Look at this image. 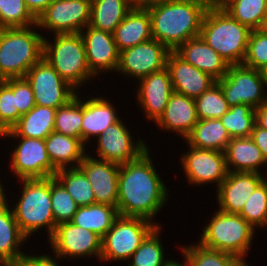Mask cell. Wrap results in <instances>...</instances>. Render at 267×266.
<instances>
[{
    "label": "cell",
    "instance_id": "obj_1",
    "mask_svg": "<svg viewBox=\"0 0 267 266\" xmlns=\"http://www.w3.org/2000/svg\"><path fill=\"white\" fill-rule=\"evenodd\" d=\"M151 156L148 149L137 160L120 165L116 207L121 216L142 217L156 223L153 220L167 204L170 192Z\"/></svg>",
    "mask_w": 267,
    "mask_h": 266
},
{
    "label": "cell",
    "instance_id": "obj_2",
    "mask_svg": "<svg viewBox=\"0 0 267 266\" xmlns=\"http://www.w3.org/2000/svg\"><path fill=\"white\" fill-rule=\"evenodd\" d=\"M143 5L149 11L152 38L171 51L199 36L209 8L203 3L172 0H151Z\"/></svg>",
    "mask_w": 267,
    "mask_h": 266
},
{
    "label": "cell",
    "instance_id": "obj_3",
    "mask_svg": "<svg viewBox=\"0 0 267 266\" xmlns=\"http://www.w3.org/2000/svg\"><path fill=\"white\" fill-rule=\"evenodd\" d=\"M251 31L216 4L207 9L199 36L229 65H237L245 59Z\"/></svg>",
    "mask_w": 267,
    "mask_h": 266
},
{
    "label": "cell",
    "instance_id": "obj_4",
    "mask_svg": "<svg viewBox=\"0 0 267 266\" xmlns=\"http://www.w3.org/2000/svg\"><path fill=\"white\" fill-rule=\"evenodd\" d=\"M37 25L0 29V80L24 78L43 57L42 33Z\"/></svg>",
    "mask_w": 267,
    "mask_h": 266
},
{
    "label": "cell",
    "instance_id": "obj_5",
    "mask_svg": "<svg viewBox=\"0 0 267 266\" xmlns=\"http://www.w3.org/2000/svg\"><path fill=\"white\" fill-rule=\"evenodd\" d=\"M18 182L23 184V188L19 189L22 190L21 195L11 209L21 232L30 238L46 228V238L49 239L56 228L51 205V177L20 179Z\"/></svg>",
    "mask_w": 267,
    "mask_h": 266
},
{
    "label": "cell",
    "instance_id": "obj_6",
    "mask_svg": "<svg viewBox=\"0 0 267 266\" xmlns=\"http://www.w3.org/2000/svg\"><path fill=\"white\" fill-rule=\"evenodd\" d=\"M52 37L53 41L44 36L43 58L78 92L82 85L96 79L87 65L83 38L80 33L54 34Z\"/></svg>",
    "mask_w": 267,
    "mask_h": 266
},
{
    "label": "cell",
    "instance_id": "obj_7",
    "mask_svg": "<svg viewBox=\"0 0 267 266\" xmlns=\"http://www.w3.org/2000/svg\"><path fill=\"white\" fill-rule=\"evenodd\" d=\"M198 243L211 250L230 253L248 265L244 259L251 251L255 229L239 214L215 210L203 227Z\"/></svg>",
    "mask_w": 267,
    "mask_h": 266
},
{
    "label": "cell",
    "instance_id": "obj_8",
    "mask_svg": "<svg viewBox=\"0 0 267 266\" xmlns=\"http://www.w3.org/2000/svg\"><path fill=\"white\" fill-rule=\"evenodd\" d=\"M159 223L142 217L121 216L102 238L100 261H128Z\"/></svg>",
    "mask_w": 267,
    "mask_h": 266
},
{
    "label": "cell",
    "instance_id": "obj_9",
    "mask_svg": "<svg viewBox=\"0 0 267 266\" xmlns=\"http://www.w3.org/2000/svg\"><path fill=\"white\" fill-rule=\"evenodd\" d=\"M216 83L230 107L246 104L256 109L267 98L263 71L243 64L229 65L226 75Z\"/></svg>",
    "mask_w": 267,
    "mask_h": 266
},
{
    "label": "cell",
    "instance_id": "obj_10",
    "mask_svg": "<svg viewBox=\"0 0 267 266\" xmlns=\"http://www.w3.org/2000/svg\"><path fill=\"white\" fill-rule=\"evenodd\" d=\"M91 21V0H53L36 19L51 34L80 33Z\"/></svg>",
    "mask_w": 267,
    "mask_h": 266
},
{
    "label": "cell",
    "instance_id": "obj_11",
    "mask_svg": "<svg viewBox=\"0 0 267 266\" xmlns=\"http://www.w3.org/2000/svg\"><path fill=\"white\" fill-rule=\"evenodd\" d=\"M34 93L36 105L54 109L67 104L78 93L43 57L24 76Z\"/></svg>",
    "mask_w": 267,
    "mask_h": 266
},
{
    "label": "cell",
    "instance_id": "obj_12",
    "mask_svg": "<svg viewBox=\"0 0 267 266\" xmlns=\"http://www.w3.org/2000/svg\"><path fill=\"white\" fill-rule=\"evenodd\" d=\"M48 243L54 253L52 256L55 255L60 261L92 256L100 260L102 252V238L99 235L71 222L57 225Z\"/></svg>",
    "mask_w": 267,
    "mask_h": 266
},
{
    "label": "cell",
    "instance_id": "obj_13",
    "mask_svg": "<svg viewBox=\"0 0 267 266\" xmlns=\"http://www.w3.org/2000/svg\"><path fill=\"white\" fill-rule=\"evenodd\" d=\"M10 156V172L16 179H45L54 177L57 170L52 165L46 150L45 140L38 138L14 137ZM18 138V139H17ZM20 140V141H19Z\"/></svg>",
    "mask_w": 267,
    "mask_h": 266
},
{
    "label": "cell",
    "instance_id": "obj_14",
    "mask_svg": "<svg viewBox=\"0 0 267 266\" xmlns=\"http://www.w3.org/2000/svg\"><path fill=\"white\" fill-rule=\"evenodd\" d=\"M131 132L121 118L108 126L95 140L98 144L95 158L118 165L137 160L149 147L141 138L134 141Z\"/></svg>",
    "mask_w": 267,
    "mask_h": 266
},
{
    "label": "cell",
    "instance_id": "obj_15",
    "mask_svg": "<svg viewBox=\"0 0 267 266\" xmlns=\"http://www.w3.org/2000/svg\"><path fill=\"white\" fill-rule=\"evenodd\" d=\"M171 50L153 38L120 51L116 73L139 80L166 68ZM128 75V76H127Z\"/></svg>",
    "mask_w": 267,
    "mask_h": 266
},
{
    "label": "cell",
    "instance_id": "obj_16",
    "mask_svg": "<svg viewBox=\"0 0 267 266\" xmlns=\"http://www.w3.org/2000/svg\"><path fill=\"white\" fill-rule=\"evenodd\" d=\"M189 150L180 157L182 169L189 185L200 186L208 183L216 187L226 179L228 170L226 167L225 153L210 149H199L190 146Z\"/></svg>",
    "mask_w": 267,
    "mask_h": 266
},
{
    "label": "cell",
    "instance_id": "obj_17",
    "mask_svg": "<svg viewBox=\"0 0 267 266\" xmlns=\"http://www.w3.org/2000/svg\"><path fill=\"white\" fill-rule=\"evenodd\" d=\"M85 30V31H84ZM80 35L85 45L86 61L89 70L96 77L108 71L116 72L120 51L112 33L86 26Z\"/></svg>",
    "mask_w": 267,
    "mask_h": 266
},
{
    "label": "cell",
    "instance_id": "obj_18",
    "mask_svg": "<svg viewBox=\"0 0 267 266\" xmlns=\"http://www.w3.org/2000/svg\"><path fill=\"white\" fill-rule=\"evenodd\" d=\"M136 100L146 119L154 123L163 114L170 96L174 93L167 68L138 80Z\"/></svg>",
    "mask_w": 267,
    "mask_h": 266
},
{
    "label": "cell",
    "instance_id": "obj_19",
    "mask_svg": "<svg viewBox=\"0 0 267 266\" xmlns=\"http://www.w3.org/2000/svg\"><path fill=\"white\" fill-rule=\"evenodd\" d=\"M78 167L91 184L96 203L116 207L120 165L87 154Z\"/></svg>",
    "mask_w": 267,
    "mask_h": 266
},
{
    "label": "cell",
    "instance_id": "obj_20",
    "mask_svg": "<svg viewBox=\"0 0 267 266\" xmlns=\"http://www.w3.org/2000/svg\"><path fill=\"white\" fill-rule=\"evenodd\" d=\"M265 178L266 175L256 172H228L216 190L218 210L239 214L248 197Z\"/></svg>",
    "mask_w": 267,
    "mask_h": 266
},
{
    "label": "cell",
    "instance_id": "obj_21",
    "mask_svg": "<svg viewBox=\"0 0 267 266\" xmlns=\"http://www.w3.org/2000/svg\"><path fill=\"white\" fill-rule=\"evenodd\" d=\"M166 68L170 73L174 92L194 99L216 83L209 74L186 62L175 51L170 52Z\"/></svg>",
    "mask_w": 267,
    "mask_h": 266
},
{
    "label": "cell",
    "instance_id": "obj_22",
    "mask_svg": "<svg viewBox=\"0 0 267 266\" xmlns=\"http://www.w3.org/2000/svg\"><path fill=\"white\" fill-rule=\"evenodd\" d=\"M198 121L195 99L174 92L155 124L166 132L177 133L180 139L185 140Z\"/></svg>",
    "mask_w": 267,
    "mask_h": 266
},
{
    "label": "cell",
    "instance_id": "obj_23",
    "mask_svg": "<svg viewBox=\"0 0 267 266\" xmlns=\"http://www.w3.org/2000/svg\"><path fill=\"white\" fill-rule=\"evenodd\" d=\"M175 52L186 62L209 74L216 81L222 79L227 73L229 64L200 36L181 44Z\"/></svg>",
    "mask_w": 267,
    "mask_h": 266
},
{
    "label": "cell",
    "instance_id": "obj_24",
    "mask_svg": "<svg viewBox=\"0 0 267 266\" xmlns=\"http://www.w3.org/2000/svg\"><path fill=\"white\" fill-rule=\"evenodd\" d=\"M91 97L87 100L84 98L83 101L82 141L86 146L89 141L96 139L108 126L120 119L111 101L100 98V95Z\"/></svg>",
    "mask_w": 267,
    "mask_h": 266
},
{
    "label": "cell",
    "instance_id": "obj_25",
    "mask_svg": "<svg viewBox=\"0 0 267 266\" xmlns=\"http://www.w3.org/2000/svg\"><path fill=\"white\" fill-rule=\"evenodd\" d=\"M113 35L119 51L152 39L148 9L143 4H135L116 27Z\"/></svg>",
    "mask_w": 267,
    "mask_h": 266
},
{
    "label": "cell",
    "instance_id": "obj_26",
    "mask_svg": "<svg viewBox=\"0 0 267 266\" xmlns=\"http://www.w3.org/2000/svg\"><path fill=\"white\" fill-rule=\"evenodd\" d=\"M0 207V266H15L25 255L27 237L21 232L8 201Z\"/></svg>",
    "mask_w": 267,
    "mask_h": 266
},
{
    "label": "cell",
    "instance_id": "obj_27",
    "mask_svg": "<svg viewBox=\"0 0 267 266\" xmlns=\"http://www.w3.org/2000/svg\"><path fill=\"white\" fill-rule=\"evenodd\" d=\"M224 153L228 172H256L266 174L261 173L260 169L265 167L267 162L260 148L254 143L251 137L231 138Z\"/></svg>",
    "mask_w": 267,
    "mask_h": 266
},
{
    "label": "cell",
    "instance_id": "obj_28",
    "mask_svg": "<svg viewBox=\"0 0 267 266\" xmlns=\"http://www.w3.org/2000/svg\"><path fill=\"white\" fill-rule=\"evenodd\" d=\"M57 109L35 105L28 113L21 115L19 121L1 134V137H25L45 140L53 131Z\"/></svg>",
    "mask_w": 267,
    "mask_h": 266
},
{
    "label": "cell",
    "instance_id": "obj_29",
    "mask_svg": "<svg viewBox=\"0 0 267 266\" xmlns=\"http://www.w3.org/2000/svg\"><path fill=\"white\" fill-rule=\"evenodd\" d=\"M48 157L58 171L78 167L87 155L86 144L78 138L53 131L46 139Z\"/></svg>",
    "mask_w": 267,
    "mask_h": 266
},
{
    "label": "cell",
    "instance_id": "obj_30",
    "mask_svg": "<svg viewBox=\"0 0 267 266\" xmlns=\"http://www.w3.org/2000/svg\"><path fill=\"white\" fill-rule=\"evenodd\" d=\"M134 6L135 3L132 0H91L89 25L113 34Z\"/></svg>",
    "mask_w": 267,
    "mask_h": 266
},
{
    "label": "cell",
    "instance_id": "obj_31",
    "mask_svg": "<svg viewBox=\"0 0 267 266\" xmlns=\"http://www.w3.org/2000/svg\"><path fill=\"white\" fill-rule=\"evenodd\" d=\"M185 140L195 148L224 152L231 137L221 120L214 118L199 120Z\"/></svg>",
    "mask_w": 267,
    "mask_h": 266
},
{
    "label": "cell",
    "instance_id": "obj_32",
    "mask_svg": "<svg viewBox=\"0 0 267 266\" xmlns=\"http://www.w3.org/2000/svg\"><path fill=\"white\" fill-rule=\"evenodd\" d=\"M118 216L117 207L95 203L79 206L70 222L103 238Z\"/></svg>",
    "mask_w": 267,
    "mask_h": 266
},
{
    "label": "cell",
    "instance_id": "obj_33",
    "mask_svg": "<svg viewBox=\"0 0 267 266\" xmlns=\"http://www.w3.org/2000/svg\"><path fill=\"white\" fill-rule=\"evenodd\" d=\"M219 5L251 30L267 28V0H223Z\"/></svg>",
    "mask_w": 267,
    "mask_h": 266
},
{
    "label": "cell",
    "instance_id": "obj_34",
    "mask_svg": "<svg viewBox=\"0 0 267 266\" xmlns=\"http://www.w3.org/2000/svg\"><path fill=\"white\" fill-rule=\"evenodd\" d=\"M161 229L157 226L140 244L139 248L127 261L128 266H170L173 261L166 257L161 242Z\"/></svg>",
    "mask_w": 267,
    "mask_h": 266
},
{
    "label": "cell",
    "instance_id": "obj_35",
    "mask_svg": "<svg viewBox=\"0 0 267 266\" xmlns=\"http://www.w3.org/2000/svg\"><path fill=\"white\" fill-rule=\"evenodd\" d=\"M54 177L68 191L78 206L96 203L92 186L79 167L58 170Z\"/></svg>",
    "mask_w": 267,
    "mask_h": 266
},
{
    "label": "cell",
    "instance_id": "obj_36",
    "mask_svg": "<svg viewBox=\"0 0 267 266\" xmlns=\"http://www.w3.org/2000/svg\"><path fill=\"white\" fill-rule=\"evenodd\" d=\"M196 243L197 245L195 243L189 246L184 245L180 249L189 266H246L244 262L230 253L211 250Z\"/></svg>",
    "mask_w": 267,
    "mask_h": 266
},
{
    "label": "cell",
    "instance_id": "obj_37",
    "mask_svg": "<svg viewBox=\"0 0 267 266\" xmlns=\"http://www.w3.org/2000/svg\"><path fill=\"white\" fill-rule=\"evenodd\" d=\"M80 92L55 113L54 131L82 140L83 99Z\"/></svg>",
    "mask_w": 267,
    "mask_h": 266
},
{
    "label": "cell",
    "instance_id": "obj_38",
    "mask_svg": "<svg viewBox=\"0 0 267 266\" xmlns=\"http://www.w3.org/2000/svg\"><path fill=\"white\" fill-rule=\"evenodd\" d=\"M220 120L231 138L250 137L255 124V109L246 104L231 106Z\"/></svg>",
    "mask_w": 267,
    "mask_h": 266
},
{
    "label": "cell",
    "instance_id": "obj_39",
    "mask_svg": "<svg viewBox=\"0 0 267 266\" xmlns=\"http://www.w3.org/2000/svg\"><path fill=\"white\" fill-rule=\"evenodd\" d=\"M267 178L251 193L239 215L254 229L267 227ZM258 227V228H257Z\"/></svg>",
    "mask_w": 267,
    "mask_h": 266
},
{
    "label": "cell",
    "instance_id": "obj_40",
    "mask_svg": "<svg viewBox=\"0 0 267 266\" xmlns=\"http://www.w3.org/2000/svg\"><path fill=\"white\" fill-rule=\"evenodd\" d=\"M195 104L199 120L220 119L230 109L221 87L217 83L195 98Z\"/></svg>",
    "mask_w": 267,
    "mask_h": 266
},
{
    "label": "cell",
    "instance_id": "obj_41",
    "mask_svg": "<svg viewBox=\"0 0 267 266\" xmlns=\"http://www.w3.org/2000/svg\"><path fill=\"white\" fill-rule=\"evenodd\" d=\"M51 205L55 226L70 222L79 207L55 177H51Z\"/></svg>",
    "mask_w": 267,
    "mask_h": 266
},
{
    "label": "cell",
    "instance_id": "obj_42",
    "mask_svg": "<svg viewBox=\"0 0 267 266\" xmlns=\"http://www.w3.org/2000/svg\"><path fill=\"white\" fill-rule=\"evenodd\" d=\"M36 18L27 9L24 0H0V27H30Z\"/></svg>",
    "mask_w": 267,
    "mask_h": 266
},
{
    "label": "cell",
    "instance_id": "obj_43",
    "mask_svg": "<svg viewBox=\"0 0 267 266\" xmlns=\"http://www.w3.org/2000/svg\"><path fill=\"white\" fill-rule=\"evenodd\" d=\"M242 64L259 71L267 69V28L251 31Z\"/></svg>",
    "mask_w": 267,
    "mask_h": 266
},
{
    "label": "cell",
    "instance_id": "obj_44",
    "mask_svg": "<svg viewBox=\"0 0 267 266\" xmlns=\"http://www.w3.org/2000/svg\"><path fill=\"white\" fill-rule=\"evenodd\" d=\"M21 114L16 107V95L13 90L0 80V131L10 130L20 119Z\"/></svg>",
    "mask_w": 267,
    "mask_h": 266
},
{
    "label": "cell",
    "instance_id": "obj_45",
    "mask_svg": "<svg viewBox=\"0 0 267 266\" xmlns=\"http://www.w3.org/2000/svg\"><path fill=\"white\" fill-rule=\"evenodd\" d=\"M3 81L16 95V107L21 115L28 113L36 105L34 93L25 78H9Z\"/></svg>",
    "mask_w": 267,
    "mask_h": 266
},
{
    "label": "cell",
    "instance_id": "obj_46",
    "mask_svg": "<svg viewBox=\"0 0 267 266\" xmlns=\"http://www.w3.org/2000/svg\"><path fill=\"white\" fill-rule=\"evenodd\" d=\"M48 254H39L36 256V254H25L15 266H59L58 261L60 260L53 256Z\"/></svg>",
    "mask_w": 267,
    "mask_h": 266
},
{
    "label": "cell",
    "instance_id": "obj_47",
    "mask_svg": "<svg viewBox=\"0 0 267 266\" xmlns=\"http://www.w3.org/2000/svg\"><path fill=\"white\" fill-rule=\"evenodd\" d=\"M254 143L260 148L262 155L267 162V130L262 129L258 127L256 124H254L252 129V134L250 136ZM266 176H267V171Z\"/></svg>",
    "mask_w": 267,
    "mask_h": 266
},
{
    "label": "cell",
    "instance_id": "obj_48",
    "mask_svg": "<svg viewBox=\"0 0 267 266\" xmlns=\"http://www.w3.org/2000/svg\"><path fill=\"white\" fill-rule=\"evenodd\" d=\"M53 0H24L27 9L37 19Z\"/></svg>",
    "mask_w": 267,
    "mask_h": 266
},
{
    "label": "cell",
    "instance_id": "obj_49",
    "mask_svg": "<svg viewBox=\"0 0 267 266\" xmlns=\"http://www.w3.org/2000/svg\"><path fill=\"white\" fill-rule=\"evenodd\" d=\"M255 124L267 130V98L255 109Z\"/></svg>",
    "mask_w": 267,
    "mask_h": 266
},
{
    "label": "cell",
    "instance_id": "obj_50",
    "mask_svg": "<svg viewBox=\"0 0 267 266\" xmlns=\"http://www.w3.org/2000/svg\"><path fill=\"white\" fill-rule=\"evenodd\" d=\"M7 195L5 192V187L1 182V178H0V207L3 206L6 202H7Z\"/></svg>",
    "mask_w": 267,
    "mask_h": 266
},
{
    "label": "cell",
    "instance_id": "obj_51",
    "mask_svg": "<svg viewBox=\"0 0 267 266\" xmlns=\"http://www.w3.org/2000/svg\"><path fill=\"white\" fill-rule=\"evenodd\" d=\"M172 1L198 2L206 4L208 7L217 4L214 0H172Z\"/></svg>",
    "mask_w": 267,
    "mask_h": 266
},
{
    "label": "cell",
    "instance_id": "obj_52",
    "mask_svg": "<svg viewBox=\"0 0 267 266\" xmlns=\"http://www.w3.org/2000/svg\"><path fill=\"white\" fill-rule=\"evenodd\" d=\"M170 266H189V265L187 264L186 261H184L183 263H181V262H178L177 260L175 261L173 259V261L170 263Z\"/></svg>",
    "mask_w": 267,
    "mask_h": 266
},
{
    "label": "cell",
    "instance_id": "obj_53",
    "mask_svg": "<svg viewBox=\"0 0 267 266\" xmlns=\"http://www.w3.org/2000/svg\"><path fill=\"white\" fill-rule=\"evenodd\" d=\"M135 4H143L151 0H132Z\"/></svg>",
    "mask_w": 267,
    "mask_h": 266
},
{
    "label": "cell",
    "instance_id": "obj_54",
    "mask_svg": "<svg viewBox=\"0 0 267 266\" xmlns=\"http://www.w3.org/2000/svg\"><path fill=\"white\" fill-rule=\"evenodd\" d=\"M264 76H265V81H266V86H267V69L263 71Z\"/></svg>",
    "mask_w": 267,
    "mask_h": 266
},
{
    "label": "cell",
    "instance_id": "obj_55",
    "mask_svg": "<svg viewBox=\"0 0 267 266\" xmlns=\"http://www.w3.org/2000/svg\"><path fill=\"white\" fill-rule=\"evenodd\" d=\"M217 4H219L220 2H222L223 0H214Z\"/></svg>",
    "mask_w": 267,
    "mask_h": 266
}]
</instances>
